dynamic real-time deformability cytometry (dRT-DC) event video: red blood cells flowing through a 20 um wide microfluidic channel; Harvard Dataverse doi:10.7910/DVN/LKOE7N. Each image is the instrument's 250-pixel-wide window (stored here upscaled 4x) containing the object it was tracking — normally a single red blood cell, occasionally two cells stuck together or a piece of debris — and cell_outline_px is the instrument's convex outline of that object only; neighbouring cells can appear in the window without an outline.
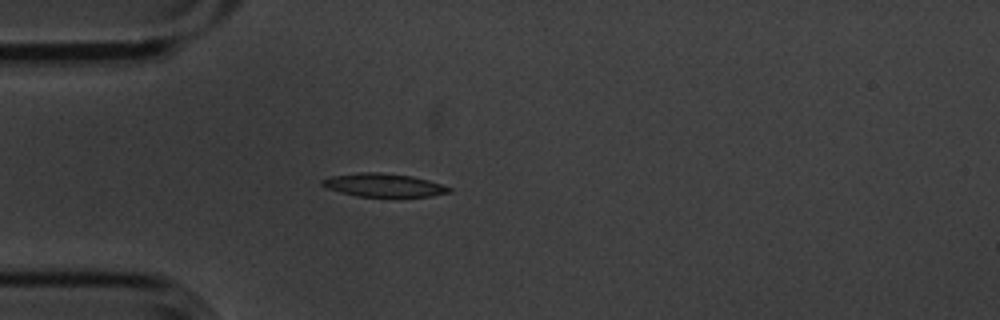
{"species": "common noctule bat (a hibernating species)", "species_latin": "Nyctalus noctula", "temperature_condition": "cold", "stored_images_in_passage": 1, "camera_frame_rate_fps": 3000, "um_per_image_px": 0.085, "animal": {"sex": "male", "body_mass_g": 20.1, "forearm_length_mm": 53.5}, "frame": {"image": 1, "passage_image": 1, "time_ms": 0.0, "image_size_px": [1000, 320], "cell_outline_px": [[452, 192], [428, 196], [356, 196], [340, 192], [328, 188], [320, 184], [320, 180], [332, 176], [360, 172], [380, 172], [412, 176], [428, 180], [452, 188]], "centroid_in_image_um": [32.59, 15.73], "position_along_channel_um": 52.4, "area_um2": 17.05}}